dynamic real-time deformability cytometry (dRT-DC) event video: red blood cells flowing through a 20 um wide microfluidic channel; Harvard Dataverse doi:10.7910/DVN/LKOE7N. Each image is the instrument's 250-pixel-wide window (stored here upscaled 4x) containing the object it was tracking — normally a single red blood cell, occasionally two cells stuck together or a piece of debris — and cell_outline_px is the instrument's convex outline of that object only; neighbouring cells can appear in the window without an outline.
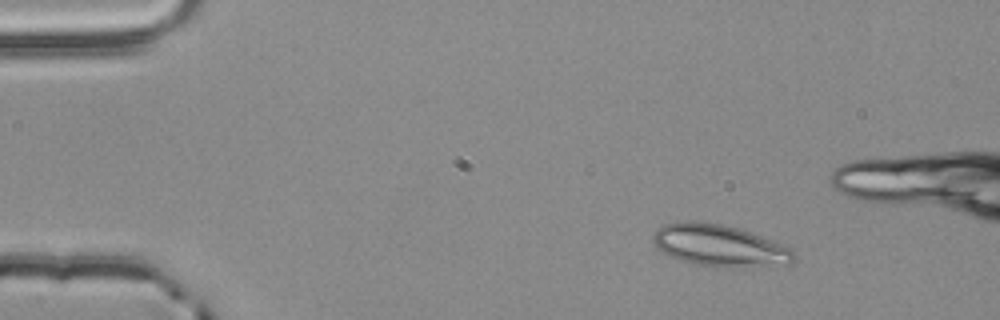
{"species": "common noctule bat (a hibernating species)", "species_latin": "Nyctalus noctula", "temperature_condition": "room temperature", "stored_images_in_passage": 3, "camera_frame_rate_fps": 3000, "um_per_image_px": 0.085, "animal": {"sex": "male", "body_mass_g": 20.4}, "frame": {"image": 1, "passage_image": 1, "time_ms": 0.0, "image_size_px": [1000, 320], "cell_outline_px": [[796, 260], [792, 264], [696, 264], [668, 256], [656, 248], [652, 240], [652, 236], [656, 228], [664, 224], [684, 220], [692, 220], [720, 224], [736, 228], [760, 236], [792, 248], [796, 252]], "centroid_in_image_um": [61.07, 20.81], "position_along_channel_um": 23.9, "area_um2": 33.18}}